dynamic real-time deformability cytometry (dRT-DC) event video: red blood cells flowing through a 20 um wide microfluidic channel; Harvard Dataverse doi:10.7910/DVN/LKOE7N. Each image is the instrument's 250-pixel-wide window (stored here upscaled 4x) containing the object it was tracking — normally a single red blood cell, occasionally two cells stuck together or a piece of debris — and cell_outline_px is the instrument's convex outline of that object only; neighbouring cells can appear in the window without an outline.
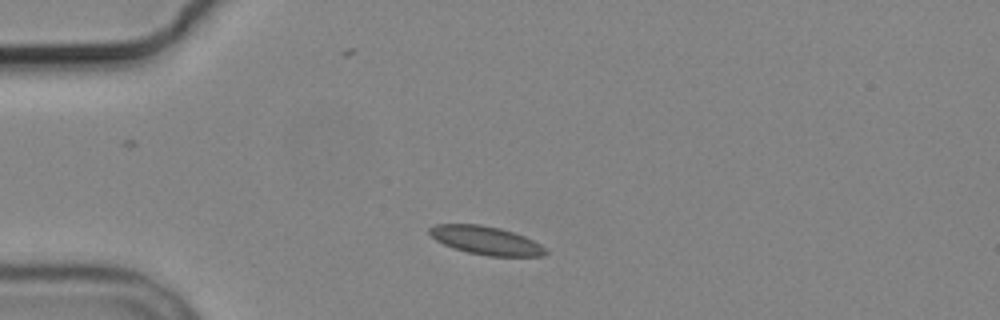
{"species": "common noctule bat (a hibernating species)", "species_latin": "Nyctalus noctula", "temperature_condition": "cold", "stored_images_in_passage": 4, "camera_frame_rate_fps": 3000, "um_per_image_px": 0.085, "animal": {"sex": "male", "body_mass_g": 19.2, "forearm_length_mm": 51.8}, "frame": {"image": 1, "passage_image": 1, "time_ms": 0.0, "image_size_px": [1000, 320], "cell_outline_px": [[548, 252], [544, 256], [488, 256], [468, 252], [452, 248], [436, 240], [428, 232], [428, 228], [436, 224], [480, 224], [500, 228], [524, 236], [548, 248]], "centroid_in_image_um": [41.32, 20.44], "position_along_channel_um": 43.7, "area_um2": 19.25}}
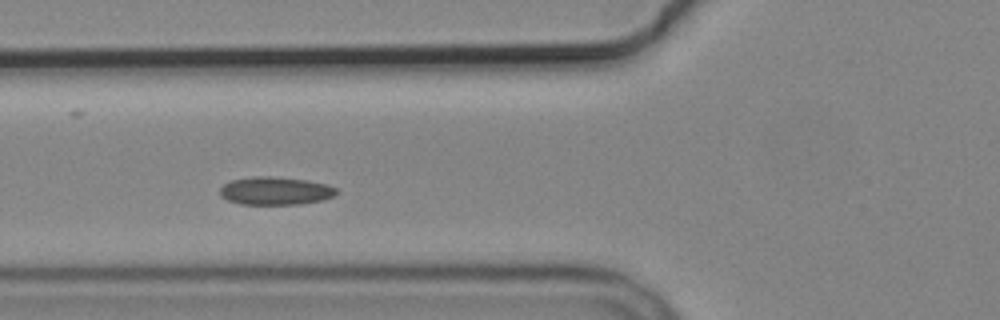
{"frame": {"image": 2, "passage_image": 3, "time_ms": 2.333, "image_size_px": [1000, 320], "cell_outline_px": [[336, 192], [332, 196], [320, 200], [300, 204], [240, 204], [228, 200], [220, 196], [220, 188], [224, 184], [232, 180], [256, 176], [272, 176], [308, 180], [328, 184], [336, 188]], "centroid_in_image_um": [23.39, 16.21], "position_along_channel_um": 102.4, "area_um2": 18.9}}
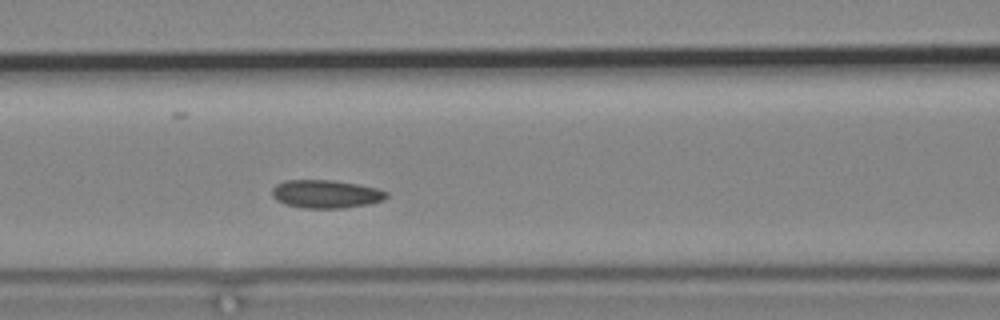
{"frame": {"image": 3, "passage_image": 4, "time_ms": 3.333, "image_size_px": [1000, 320], "cell_outline_px": [[388, 196], [384, 200], [368, 204], [340, 208], [304, 208], [284, 204], [276, 200], [272, 196], [272, 188], [276, 184], [284, 180], [332, 180], [356, 184], [376, 188], [388, 192]], "centroid_in_image_um": [27.67, 16.49], "position_along_channel_um": 138.9, "area_um2": 18.79}}